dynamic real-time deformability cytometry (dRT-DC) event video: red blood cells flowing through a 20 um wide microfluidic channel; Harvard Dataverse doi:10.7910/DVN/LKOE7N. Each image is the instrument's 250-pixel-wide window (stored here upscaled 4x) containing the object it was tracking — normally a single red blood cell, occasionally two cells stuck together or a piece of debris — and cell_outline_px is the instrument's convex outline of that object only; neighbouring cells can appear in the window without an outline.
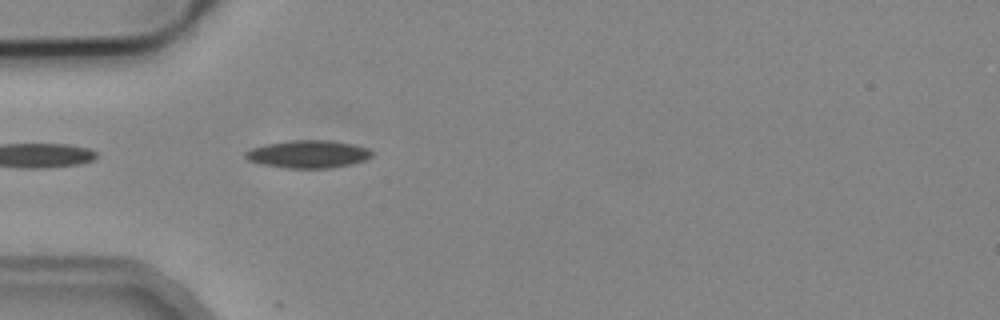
{"species": "common noctule bat (a hibernating species)", "species_latin": "Nyctalus noctula", "temperature_condition": "cold", "stored_images_in_passage": 3, "camera_frame_rate_fps": 3000, "um_per_image_px": 0.085, "animal": {"sex": "male", "body_mass_g": 19.2, "forearm_length_mm": 51.8}, "frame": {"image": 1, "passage_image": 3, "time_ms": 2.333, "image_size_px": [1000, 320], "cell_outline_px": [[372, 156], [364, 160], [352, 164], [328, 168], [288, 168], [260, 164], [248, 160], [244, 156], [244, 152], [252, 148], [268, 144], [292, 140], [328, 140], [352, 144], [368, 148], [372, 152]], "centroid_in_image_um": [26.18, 13.1], "position_along_channel_um": 58.8, "area_um2": 20.29}}